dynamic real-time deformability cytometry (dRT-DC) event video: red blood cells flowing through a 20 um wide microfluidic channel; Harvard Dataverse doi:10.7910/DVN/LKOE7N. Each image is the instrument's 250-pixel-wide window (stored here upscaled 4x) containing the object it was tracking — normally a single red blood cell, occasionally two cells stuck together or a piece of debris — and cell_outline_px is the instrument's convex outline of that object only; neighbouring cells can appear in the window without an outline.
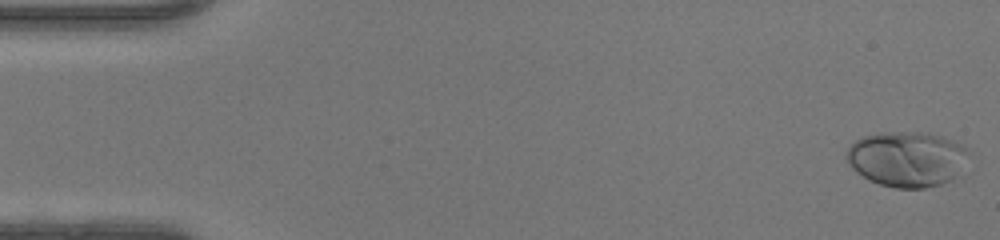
{"species": "human", "species_latin": "Homo sapiens", "temperature_condition": "warm", "stored_images_in_passage": 47, "camera_frame_rate_fps": 3000, "um_per_image_px": 0.085, "donor": {"sex": "female"}, "frame": {"image": 1, "passage_image": 1, "time_ms": 0.0, "image_size_px": [1000, 240], "cell_outline_px": [[972, 156], [956, 176], [952, 180], [940, 184], [924, 188], [896, 188], [880, 184], [868, 180], [856, 172], [852, 168], [844, 156], [848, 148], [856, 140], [864, 136], [884, 132], [920, 132], [944, 136], [968, 148], [972, 152]], "centroid_in_image_um": [77.13, 13.51], "position_along_channel_um": 7.9, "area_um2": 39.88}}
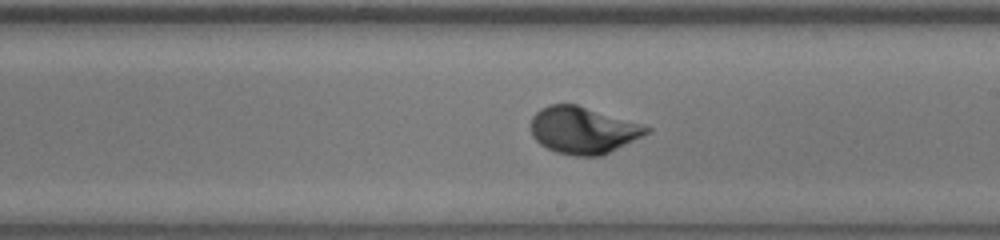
{"frame": {"image": 2, "passage_image": 27, "time_ms": 8.667, "image_size_px": [1000, 240], "cell_outline_px": [[652, 132], [600, 156], [576, 156], [556, 152], [540, 144], [532, 136], [532, 116], [540, 108], [548, 104], [576, 104], [640, 124], [652, 128]], "centroid_in_image_um": [49.55, 11.07], "position_along_channel_um": 239.5, "area_um2": 31.33}}
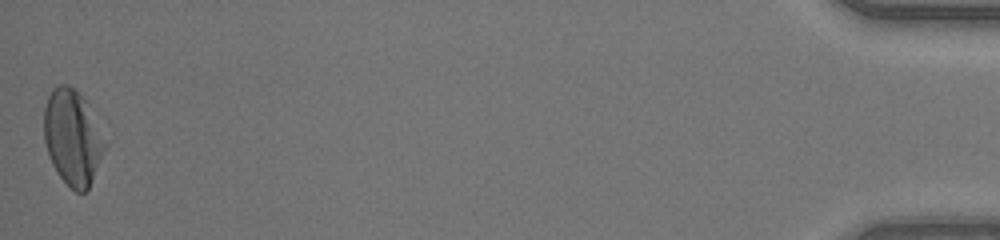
{"frame": {"image": 3, "passage_image": 47, "time_ms": 15.333, "image_size_px": [1000, 240], "cell_outline_px": [[104, 148], [88, 188], [84, 192], [76, 192], [60, 176], [52, 164], [44, 140], [44, 108], [48, 96], [52, 88], [60, 84], [68, 84], [84, 100], [104, 144]], "centroid_in_image_um": [6.08, 11.67], "position_along_channel_um": 429.1, "area_um2": 32.19}, "authors_computed_cell_mechanics": {"area_um2": 31.3276, "velocity_mm_per_s": 4.3734, "shape_relaxation_time_tau1_ms": 2.84, "shape_relaxation_time_tau2_ms": null, "deformation_change_tau1": 0.1706, "deformation_change_tau2": null}}